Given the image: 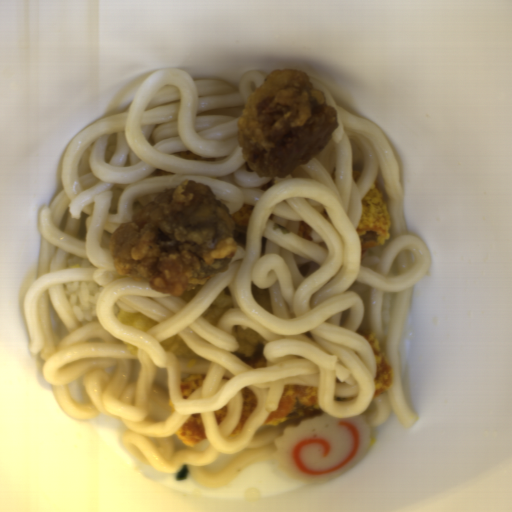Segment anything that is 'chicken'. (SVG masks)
Here are the masks:
<instances>
[{
	"label": "chicken",
	"mask_w": 512,
	"mask_h": 512,
	"mask_svg": "<svg viewBox=\"0 0 512 512\" xmlns=\"http://www.w3.org/2000/svg\"><path fill=\"white\" fill-rule=\"evenodd\" d=\"M339 111L295 68L274 69L248 94L236 124L241 154L260 177H286L319 156Z\"/></svg>",
	"instance_id": "2"
},
{
	"label": "chicken",
	"mask_w": 512,
	"mask_h": 512,
	"mask_svg": "<svg viewBox=\"0 0 512 512\" xmlns=\"http://www.w3.org/2000/svg\"><path fill=\"white\" fill-rule=\"evenodd\" d=\"M235 222L209 185L183 179L113 231L115 271L181 295L226 271L236 253Z\"/></svg>",
	"instance_id": "1"
}]
</instances>
